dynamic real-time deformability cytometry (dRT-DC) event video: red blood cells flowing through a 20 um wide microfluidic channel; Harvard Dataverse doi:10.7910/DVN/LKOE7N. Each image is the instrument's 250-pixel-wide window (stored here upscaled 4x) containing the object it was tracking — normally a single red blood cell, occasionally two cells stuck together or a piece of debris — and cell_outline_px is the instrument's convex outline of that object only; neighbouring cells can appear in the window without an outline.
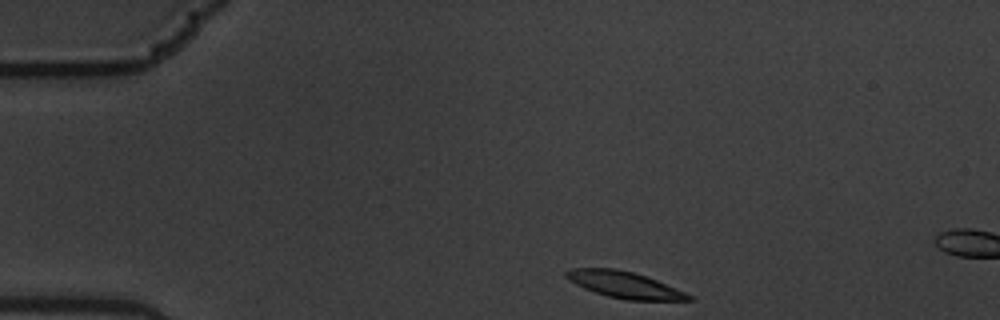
{"species": "common noctule bat (a hibernating species)", "species_latin": "Nyctalus noctula", "temperature_condition": "warm", "stored_images_in_passage": 3, "camera_frame_rate_fps": 3000, "um_per_image_px": 0.085, "animal": {"sex": "male", "body_mass_g": 19.5, "forearm_length_mm": 54.6}, "frame": {"image": 1, "passage_image": 1, "time_ms": 0.0, "image_size_px": [1000, 320], "cell_outline_px": [[696, 300], [624, 300], [608, 296], [584, 288], [568, 280], [564, 276], [564, 272], [568, 268], [616, 268], [632, 272], [656, 280], [696, 296]], "centroid_in_image_um": [53.09, 24.21], "position_along_channel_um": 31.9, "area_um2": 18.96}}